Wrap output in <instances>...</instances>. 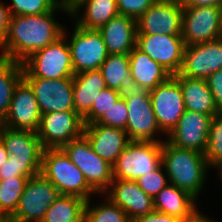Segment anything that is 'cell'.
<instances>
[{"label":"cell","instance_id":"c3c4849f","mask_svg":"<svg viewBox=\"0 0 222 222\" xmlns=\"http://www.w3.org/2000/svg\"><path fill=\"white\" fill-rule=\"evenodd\" d=\"M63 4L70 5L74 0H59Z\"/></svg>","mask_w":222,"mask_h":222},{"label":"cell","instance_id":"6da1fadb","mask_svg":"<svg viewBox=\"0 0 222 222\" xmlns=\"http://www.w3.org/2000/svg\"><path fill=\"white\" fill-rule=\"evenodd\" d=\"M58 10L69 15V5L61 3L55 10L41 15L11 16L0 56L22 63L34 52L55 42L64 30L54 17Z\"/></svg>","mask_w":222,"mask_h":222},{"label":"cell","instance_id":"7dc6e473","mask_svg":"<svg viewBox=\"0 0 222 222\" xmlns=\"http://www.w3.org/2000/svg\"><path fill=\"white\" fill-rule=\"evenodd\" d=\"M216 167V169H218V173L220 174L221 178H222V161H220L219 163H217L214 168Z\"/></svg>","mask_w":222,"mask_h":222},{"label":"cell","instance_id":"bcb514c9","mask_svg":"<svg viewBox=\"0 0 222 222\" xmlns=\"http://www.w3.org/2000/svg\"><path fill=\"white\" fill-rule=\"evenodd\" d=\"M153 3L159 4H178L182 5L184 0H152Z\"/></svg>","mask_w":222,"mask_h":222},{"label":"cell","instance_id":"f546056e","mask_svg":"<svg viewBox=\"0 0 222 222\" xmlns=\"http://www.w3.org/2000/svg\"><path fill=\"white\" fill-rule=\"evenodd\" d=\"M87 200L73 195H61L46 211L42 222H78L85 217Z\"/></svg>","mask_w":222,"mask_h":222},{"label":"cell","instance_id":"7c38bea8","mask_svg":"<svg viewBox=\"0 0 222 222\" xmlns=\"http://www.w3.org/2000/svg\"><path fill=\"white\" fill-rule=\"evenodd\" d=\"M23 79L32 88L41 115L74 110L73 78H34L24 69Z\"/></svg>","mask_w":222,"mask_h":222},{"label":"cell","instance_id":"74e56055","mask_svg":"<svg viewBox=\"0 0 222 222\" xmlns=\"http://www.w3.org/2000/svg\"><path fill=\"white\" fill-rule=\"evenodd\" d=\"M163 164L151 173L145 174L136 180L139 187L153 199L168 185L167 176L163 173Z\"/></svg>","mask_w":222,"mask_h":222},{"label":"cell","instance_id":"ab89813d","mask_svg":"<svg viewBox=\"0 0 222 222\" xmlns=\"http://www.w3.org/2000/svg\"><path fill=\"white\" fill-rule=\"evenodd\" d=\"M208 87L213 95L217 109L222 112V69L206 78Z\"/></svg>","mask_w":222,"mask_h":222},{"label":"cell","instance_id":"4dcf8cb0","mask_svg":"<svg viewBox=\"0 0 222 222\" xmlns=\"http://www.w3.org/2000/svg\"><path fill=\"white\" fill-rule=\"evenodd\" d=\"M28 179L15 176L0 180V218H10L16 212Z\"/></svg>","mask_w":222,"mask_h":222},{"label":"cell","instance_id":"52a82bcc","mask_svg":"<svg viewBox=\"0 0 222 222\" xmlns=\"http://www.w3.org/2000/svg\"><path fill=\"white\" fill-rule=\"evenodd\" d=\"M62 149L84 174L89 186L96 193L104 194L114 179L113 166L92 150L88 140L83 135L65 144Z\"/></svg>","mask_w":222,"mask_h":222},{"label":"cell","instance_id":"e0dca14e","mask_svg":"<svg viewBox=\"0 0 222 222\" xmlns=\"http://www.w3.org/2000/svg\"><path fill=\"white\" fill-rule=\"evenodd\" d=\"M41 118L39 105L29 84L22 79L16 86L2 126L36 132Z\"/></svg>","mask_w":222,"mask_h":222},{"label":"cell","instance_id":"8d00e7d4","mask_svg":"<svg viewBox=\"0 0 222 222\" xmlns=\"http://www.w3.org/2000/svg\"><path fill=\"white\" fill-rule=\"evenodd\" d=\"M127 118L128 108L124 97L121 96L119 100L96 122V124L126 130Z\"/></svg>","mask_w":222,"mask_h":222},{"label":"cell","instance_id":"ee69618b","mask_svg":"<svg viewBox=\"0 0 222 222\" xmlns=\"http://www.w3.org/2000/svg\"><path fill=\"white\" fill-rule=\"evenodd\" d=\"M8 155L9 154L6 151V148L0 139V168L5 164L6 161H8L7 160Z\"/></svg>","mask_w":222,"mask_h":222},{"label":"cell","instance_id":"d590c367","mask_svg":"<svg viewBox=\"0 0 222 222\" xmlns=\"http://www.w3.org/2000/svg\"><path fill=\"white\" fill-rule=\"evenodd\" d=\"M7 160L0 168V180L15 176L31 178L41 172L42 163L18 162L13 155H8Z\"/></svg>","mask_w":222,"mask_h":222},{"label":"cell","instance_id":"f1b7e54d","mask_svg":"<svg viewBox=\"0 0 222 222\" xmlns=\"http://www.w3.org/2000/svg\"><path fill=\"white\" fill-rule=\"evenodd\" d=\"M106 87L124 92L131 87L130 62L128 54H109L99 67Z\"/></svg>","mask_w":222,"mask_h":222},{"label":"cell","instance_id":"83f0119b","mask_svg":"<svg viewBox=\"0 0 222 222\" xmlns=\"http://www.w3.org/2000/svg\"><path fill=\"white\" fill-rule=\"evenodd\" d=\"M23 70L22 63L0 56V125L9 111L14 90L23 79Z\"/></svg>","mask_w":222,"mask_h":222},{"label":"cell","instance_id":"b9f144b4","mask_svg":"<svg viewBox=\"0 0 222 222\" xmlns=\"http://www.w3.org/2000/svg\"><path fill=\"white\" fill-rule=\"evenodd\" d=\"M10 17L11 15L8 6L2 4V1L0 0V47L4 44L8 34Z\"/></svg>","mask_w":222,"mask_h":222},{"label":"cell","instance_id":"f907efd6","mask_svg":"<svg viewBox=\"0 0 222 222\" xmlns=\"http://www.w3.org/2000/svg\"><path fill=\"white\" fill-rule=\"evenodd\" d=\"M220 8H221V22H222V4H221Z\"/></svg>","mask_w":222,"mask_h":222},{"label":"cell","instance_id":"836d02e7","mask_svg":"<svg viewBox=\"0 0 222 222\" xmlns=\"http://www.w3.org/2000/svg\"><path fill=\"white\" fill-rule=\"evenodd\" d=\"M8 5L10 15H41L55 10L61 2L59 0H11Z\"/></svg>","mask_w":222,"mask_h":222},{"label":"cell","instance_id":"d6a6232c","mask_svg":"<svg viewBox=\"0 0 222 222\" xmlns=\"http://www.w3.org/2000/svg\"><path fill=\"white\" fill-rule=\"evenodd\" d=\"M204 156L210 167L222 161V112L213 116L211 120Z\"/></svg>","mask_w":222,"mask_h":222},{"label":"cell","instance_id":"d6986e66","mask_svg":"<svg viewBox=\"0 0 222 222\" xmlns=\"http://www.w3.org/2000/svg\"><path fill=\"white\" fill-rule=\"evenodd\" d=\"M104 193L108 196L106 198L127 213L131 221L155 210L153 198L136 181L113 179Z\"/></svg>","mask_w":222,"mask_h":222},{"label":"cell","instance_id":"2e32d148","mask_svg":"<svg viewBox=\"0 0 222 222\" xmlns=\"http://www.w3.org/2000/svg\"><path fill=\"white\" fill-rule=\"evenodd\" d=\"M222 69V37L206 43L185 46L179 74L189 78L206 79Z\"/></svg>","mask_w":222,"mask_h":222},{"label":"cell","instance_id":"e575fe53","mask_svg":"<svg viewBox=\"0 0 222 222\" xmlns=\"http://www.w3.org/2000/svg\"><path fill=\"white\" fill-rule=\"evenodd\" d=\"M122 94V92L108 87L99 92L92 103L90 111L82 118L84 126L86 124L96 123L105 112L119 100Z\"/></svg>","mask_w":222,"mask_h":222},{"label":"cell","instance_id":"8992f818","mask_svg":"<svg viewBox=\"0 0 222 222\" xmlns=\"http://www.w3.org/2000/svg\"><path fill=\"white\" fill-rule=\"evenodd\" d=\"M162 164V142L131 141L113 165V178L136 181Z\"/></svg>","mask_w":222,"mask_h":222},{"label":"cell","instance_id":"681fc988","mask_svg":"<svg viewBox=\"0 0 222 222\" xmlns=\"http://www.w3.org/2000/svg\"><path fill=\"white\" fill-rule=\"evenodd\" d=\"M0 222H12L10 218H0Z\"/></svg>","mask_w":222,"mask_h":222},{"label":"cell","instance_id":"60d3db41","mask_svg":"<svg viewBox=\"0 0 222 222\" xmlns=\"http://www.w3.org/2000/svg\"><path fill=\"white\" fill-rule=\"evenodd\" d=\"M132 222H183V221L168 214L154 210L153 212L147 215H143L134 219Z\"/></svg>","mask_w":222,"mask_h":222},{"label":"cell","instance_id":"ac0fdd59","mask_svg":"<svg viewBox=\"0 0 222 222\" xmlns=\"http://www.w3.org/2000/svg\"><path fill=\"white\" fill-rule=\"evenodd\" d=\"M183 5L154 3L137 20V34L181 35Z\"/></svg>","mask_w":222,"mask_h":222},{"label":"cell","instance_id":"ba28073f","mask_svg":"<svg viewBox=\"0 0 222 222\" xmlns=\"http://www.w3.org/2000/svg\"><path fill=\"white\" fill-rule=\"evenodd\" d=\"M61 196L60 192L43 174L28 179L12 222H42L50 205Z\"/></svg>","mask_w":222,"mask_h":222},{"label":"cell","instance_id":"ffe728a7","mask_svg":"<svg viewBox=\"0 0 222 222\" xmlns=\"http://www.w3.org/2000/svg\"><path fill=\"white\" fill-rule=\"evenodd\" d=\"M83 136L88 140L92 150L112 166L131 142L126 130L96 123L86 124Z\"/></svg>","mask_w":222,"mask_h":222},{"label":"cell","instance_id":"7402d4cb","mask_svg":"<svg viewBox=\"0 0 222 222\" xmlns=\"http://www.w3.org/2000/svg\"><path fill=\"white\" fill-rule=\"evenodd\" d=\"M98 31L109 54H129L136 47L137 26L132 17L118 14Z\"/></svg>","mask_w":222,"mask_h":222},{"label":"cell","instance_id":"9c48e42d","mask_svg":"<svg viewBox=\"0 0 222 222\" xmlns=\"http://www.w3.org/2000/svg\"><path fill=\"white\" fill-rule=\"evenodd\" d=\"M181 36L186 46L221 38V8L218 6H183Z\"/></svg>","mask_w":222,"mask_h":222},{"label":"cell","instance_id":"5bb4252c","mask_svg":"<svg viewBox=\"0 0 222 222\" xmlns=\"http://www.w3.org/2000/svg\"><path fill=\"white\" fill-rule=\"evenodd\" d=\"M149 93L157 123L161 131L169 135L185 111L179 82L171 76Z\"/></svg>","mask_w":222,"mask_h":222},{"label":"cell","instance_id":"7a4b0ae2","mask_svg":"<svg viewBox=\"0 0 222 222\" xmlns=\"http://www.w3.org/2000/svg\"><path fill=\"white\" fill-rule=\"evenodd\" d=\"M162 164L169 183L197 200L210 167L204 154L193 149L175 147L165 140L162 142Z\"/></svg>","mask_w":222,"mask_h":222},{"label":"cell","instance_id":"603a6c76","mask_svg":"<svg viewBox=\"0 0 222 222\" xmlns=\"http://www.w3.org/2000/svg\"><path fill=\"white\" fill-rule=\"evenodd\" d=\"M131 87L153 90L166 82L172 74L146 53L135 47L129 54Z\"/></svg>","mask_w":222,"mask_h":222},{"label":"cell","instance_id":"30bf717a","mask_svg":"<svg viewBox=\"0 0 222 222\" xmlns=\"http://www.w3.org/2000/svg\"><path fill=\"white\" fill-rule=\"evenodd\" d=\"M83 119L74 111H57L41 115L36 134L46 148H62L83 135Z\"/></svg>","mask_w":222,"mask_h":222},{"label":"cell","instance_id":"7bdbcfd3","mask_svg":"<svg viewBox=\"0 0 222 222\" xmlns=\"http://www.w3.org/2000/svg\"><path fill=\"white\" fill-rule=\"evenodd\" d=\"M222 0H184L183 6L198 7V6H218L220 7Z\"/></svg>","mask_w":222,"mask_h":222},{"label":"cell","instance_id":"484cf974","mask_svg":"<svg viewBox=\"0 0 222 222\" xmlns=\"http://www.w3.org/2000/svg\"><path fill=\"white\" fill-rule=\"evenodd\" d=\"M172 76L179 82L185 109L209 115L220 113L206 79L189 78L179 73Z\"/></svg>","mask_w":222,"mask_h":222},{"label":"cell","instance_id":"d4e9b609","mask_svg":"<svg viewBox=\"0 0 222 222\" xmlns=\"http://www.w3.org/2000/svg\"><path fill=\"white\" fill-rule=\"evenodd\" d=\"M153 201L155 211L168 214L183 222L192 220L200 212L194 197L170 183L155 196Z\"/></svg>","mask_w":222,"mask_h":222},{"label":"cell","instance_id":"5b68a950","mask_svg":"<svg viewBox=\"0 0 222 222\" xmlns=\"http://www.w3.org/2000/svg\"><path fill=\"white\" fill-rule=\"evenodd\" d=\"M122 96L128 108L126 132L130 140L162 142L154 136L162 131L152 109L149 91L130 87Z\"/></svg>","mask_w":222,"mask_h":222},{"label":"cell","instance_id":"8fae6325","mask_svg":"<svg viewBox=\"0 0 222 222\" xmlns=\"http://www.w3.org/2000/svg\"><path fill=\"white\" fill-rule=\"evenodd\" d=\"M67 42L71 51L74 75L99 70L109 53L103 37L98 30H89L75 24L70 41Z\"/></svg>","mask_w":222,"mask_h":222},{"label":"cell","instance_id":"277c9868","mask_svg":"<svg viewBox=\"0 0 222 222\" xmlns=\"http://www.w3.org/2000/svg\"><path fill=\"white\" fill-rule=\"evenodd\" d=\"M63 35L52 44L31 54L22 62L23 68L34 78L62 79L73 78L74 69L71 51L66 37Z\"/></svg>","mask_w":222,"mask_h":222},{"label":"cell","instance_id":"4fadbf2b","mask_svg":"<svg viewBox=\"0 0 222 222\" xmlns=\"http://www.w3.org/2000/svg\"><path fill=\"white\" fill-rule=\"evenodd\" d=\"M185 46L181 35L136 34V47L172 75L181 70Z\"/></svg>","mask_w":222,"mask_h":222},{"label":"cell","instance_id":"1f68e13d","mask_svg":"<svg viewBox=\"0 0 222 222\" xmlns=\"http://www.w3.org/2000/svg\"><path fill=\"white\" fill-rule=\"evenodd\" d=\"M90 200L85 204L86 222H132L127 213L108 198H105V203L96 206H90Z\"/></svg>","mask_w":222,"mask_h":222},{"label":"cell","instance_id":"4316f807","mask_svg":"<svg viewBox=\"0 0 222 222\" xmlns=\"http://www.w3.org/2000/svg\"><path fill=\"white\" fill-rule=\"evenodd\" d=\"M105 88V80L99 70L84 71L74 75V111L83 118L90 111L99 92Z\"/></svg>","mask_w":222,"mask_h":222},{"label":"cell","instance_id":"9a60e30c","mask_svg":"<svg viewBox=\"0 0 222 222\" xmlns=\"http://www.w3.org/2000/svg\"><path fill=\"white\" fill-rule=\"evenodd\" d=\"M215 115L202 114L185 109L167 141L181 149H193L205 153L211 120ZM169 136V137H168Z\"/></svg>","mask_w":222,"mask_h":222},{"label":"cell","instance_id":"f6af8a7d","mask_svg":"<svg viewBox=\"0 0 222 222\" xmlns=\"http://www.w3.org/2000/svg\"><path fill=\"white\" fill-rule=\"evenodd\" d=\"M187 222H213V221L210 220L209 217L207 218V216H204V214L202 215V212L201 213L199 212L192 220Z\"/></svg>","mask_w":222,"mask_h":222},{"label":"cell","instance_id":"f35d334b","mask_svg":"<svg viewBox=\"0 0 222 222\" xmlns=\"http://www.w3.org/2000/svg\"><path fill=\"white\" fill-rule=\"evenodd\" d=\"M152 0H117L119 14L129 16L137 20L152 5Z\"/></svg>","mask_w":222,"mask_h":222},{"label":"cell","instance_id":"cb8c5ba5","mask_svg":"<svg viewBox=\"0 0 222 222\" xmlns=\"http://www.w3.org/2000/svg\"><path fill=\"white\" fill-rule=\"evenodd\" d=\"M83 7L84 16L78 13ZM118 14L117 0H74L69 5V16L76 18V25L89 30H99Z\"/></svg>","mask_w":222,"mask_h":222},{"label":"cell","instance_id":"44dd1931","mask_svg":"<svg viewBox=\"0 0 222 222\" xmlns=\"http://www.w3.org/2000/svg\"><path fill=\"white\" fill-rule=\"evenodd\" d=\"M0 139L9 155L18 162L42 163L43 146L31 130L12 129L0 125Z\"/></svg>","mask_w":222,"mask_h":222},{"label":"cell","instance_id":"816d5d0a","mask_svg":"<svg viewBox=\"0 0 222 222\" xmlns=\"http://www.w3.org/2000/svg\"><path fill=\"white\" fill-rule=\"evenodd\" d=\"M78 222H86L85 217L81 221H78Z\"/></svg>","mask_w":222,"mask_h":222},{"label":"cell","instance_id":"3957f363","mask_svg":"<svg viewBox=\"0 0 222 222\" xmlns=\"http://www.w3.org/2000/svg\"><path fill=\"white\" fill-rule=\"evenodd\" d=\"M40 173L52 182L61 195L78 196L88 201L90 195L96 194L62 148L43 150Z\"/></svg>","mask_w":222,"mask_h":222}]
</instances>
